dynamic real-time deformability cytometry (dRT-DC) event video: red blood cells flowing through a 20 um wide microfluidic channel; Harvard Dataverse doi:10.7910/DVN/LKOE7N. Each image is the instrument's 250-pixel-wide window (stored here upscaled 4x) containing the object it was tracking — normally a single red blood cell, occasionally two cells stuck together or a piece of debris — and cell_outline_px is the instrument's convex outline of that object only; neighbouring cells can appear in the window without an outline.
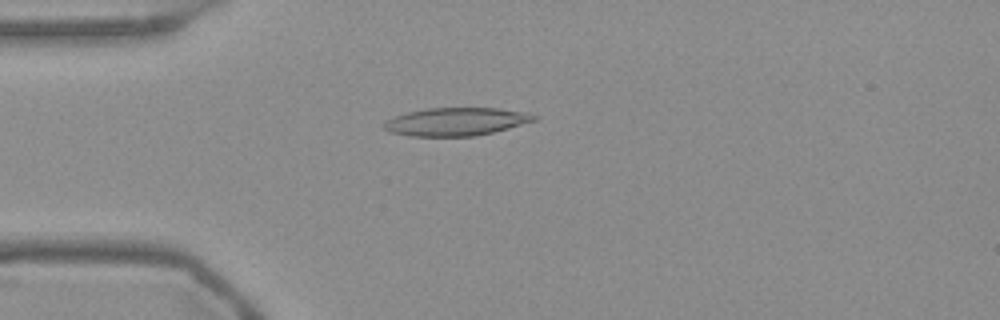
{"species": "Egyptian fruit bat (a non-hibernating species)", "species_latin": "Rousettus aegyptiacus", "temperature_condition": "warm", "stored_images_in_passage": 54, "camera_frame_rate_fps": 3000, "um_per_image_px": 0.085, "frame": {"image": 1, "passage_image": 14, "time_ms": 4.333, "image_size_px": [1000, 320], "cell_outline_px": [[540, 116], [536, 120], [508, 128], [476, 136], [408, 136], [388, 132], [380, 124], [384, 120], [408, 112], [428, 108], [500, 108], [528, 112]], "centroid_in_image_um": [38.75, 10.34], "position_along_channel_um": 46.2, "area_um2": 24.74}}
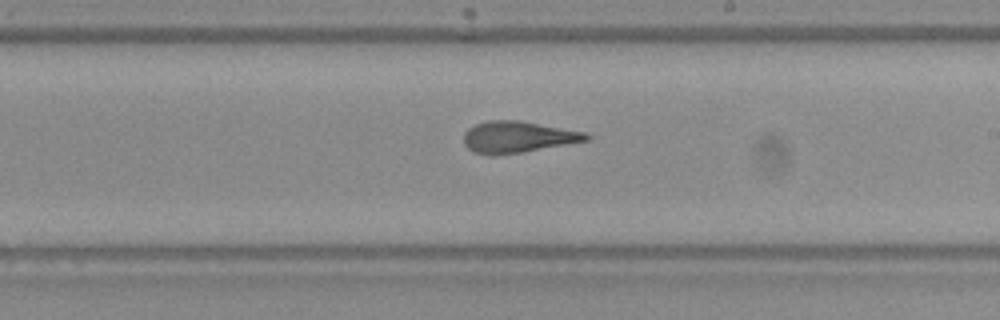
{"frame": {"image": 2, "passage_image": 31, "time_ms": 10.0, "image_size_px": [1000, 320], "cell_outline_px": [[592, 140], [524, 152], [492, 156], [488, 156], [472, 152], [464, 144], [464, 132], [468, 128], [476, 124], [488, 120], [520, 120], [588, 132], [592, 136]], "centroid_in_image_um": [44.06, 11.65], "position_along_channel_um": 244.9, "area_um2": 23.06}}
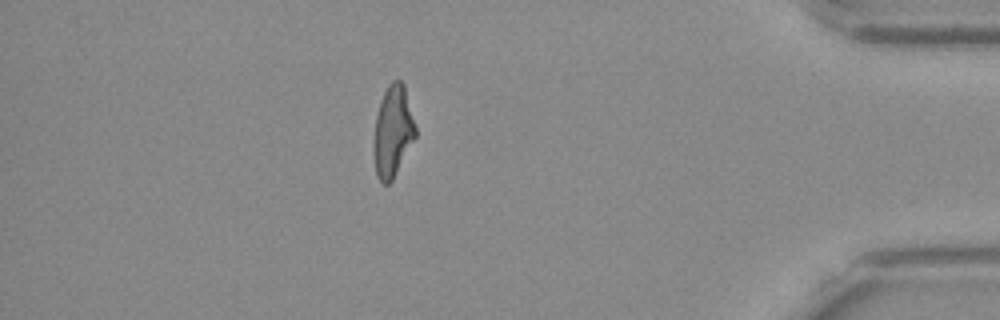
{"frame": {"image": 3, "passage_image": 47, "time_ms": 15.333, "image_size_px": [1000, 320], "cell_outline_px": [[416, 136], [392, 180], [388, 184], [384, 184], [376, 176], [372, 152], [372, 148], [376, 116], [380, 100], [388, 84], [392, 80], [400, 80], [404, 84], [416, 128]], "centroid_in_image_um": [33.36, 11.17], "position_along_channel_um": 401.8, "area_um2": 22.31}, "authors_computed_cell_mechanics": {"area_um2": 22.831, "velocity_mm_per_s": 3.766, "shape_relaxation_time_tau1_ms": 7.0057, "shape_relaxation_time_tau2_ms": 1.3444, "deformation_change_tau1": 0.2583, "deformation_change_tau2": 0.1132}}